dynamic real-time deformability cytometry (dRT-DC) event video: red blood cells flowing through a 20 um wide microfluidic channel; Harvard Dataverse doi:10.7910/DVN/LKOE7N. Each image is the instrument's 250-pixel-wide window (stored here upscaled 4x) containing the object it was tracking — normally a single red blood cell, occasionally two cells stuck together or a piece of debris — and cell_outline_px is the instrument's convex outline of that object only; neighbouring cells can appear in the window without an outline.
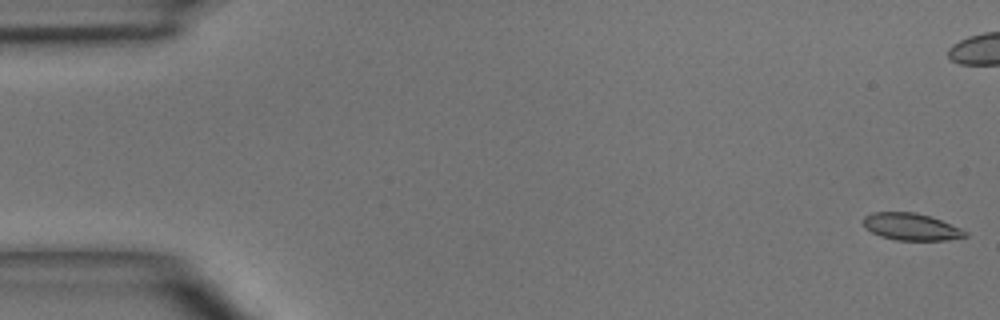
{"species": "common noctule bat (a hibernating species)", "species_latin": "Nyctalus noctula", "temperature_condition": "room temperature", "stored_images_in_passage": 5, "camera_frame_rate_fps": 3000, "um_per_image_px": 0.085, "animal": {"sex": "male", "body_mass_g": 15.6}, "frame": {"image": 1, "passage_image": 1, "time_ms": 0.0, "image_size_px": [1000, 320], "cell_outline_px": [[968, 236], [944, 240], [896, 240], [880, 236], [864, 228], [864, 216], [872, 212], [916, 212], [940, 220], [960, 228], [968, 232]], "centroid_in_image_um": [77.42, 19.27], "position_along_channel_um": 7.6, "area_um2": 15.95}}